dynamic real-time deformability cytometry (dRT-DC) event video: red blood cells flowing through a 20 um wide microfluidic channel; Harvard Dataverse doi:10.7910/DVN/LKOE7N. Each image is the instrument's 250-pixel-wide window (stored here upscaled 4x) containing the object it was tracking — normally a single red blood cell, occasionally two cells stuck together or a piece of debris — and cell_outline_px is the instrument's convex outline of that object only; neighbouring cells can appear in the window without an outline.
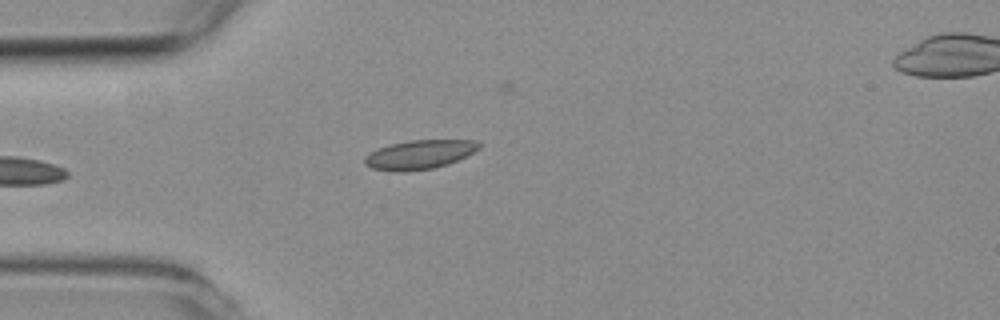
{"species": "common noctule bat (a hibernating species)", "species_latin": "Nyctalus noctula", "temperature_condition": "room temperature", "stored_images_in_passage": 2, "camera_frame_rate_fps": 3000, "um_per_image_px": 0.085, "animal": {"sex": "female", "body_mass_g": 19.3, "forearm_length_mm": 54.1}, "frame": {"image": 1, "passage_image": 1, "time_ms": 0.0, "image_size_px": [1000, 320], "cell_outline_px": [[480, 148], [448, 164], [432, 168], [400, 172], [396, 172], [372, 168], [364, 164], [364, 156], [376, 148], [388, 144], [408, 140], [476, 140], [480, 144]], "centroid_in_image_um": [35.59, 13.13], "position_along_channel_um": 49.4, "area_um2": 19.36}}